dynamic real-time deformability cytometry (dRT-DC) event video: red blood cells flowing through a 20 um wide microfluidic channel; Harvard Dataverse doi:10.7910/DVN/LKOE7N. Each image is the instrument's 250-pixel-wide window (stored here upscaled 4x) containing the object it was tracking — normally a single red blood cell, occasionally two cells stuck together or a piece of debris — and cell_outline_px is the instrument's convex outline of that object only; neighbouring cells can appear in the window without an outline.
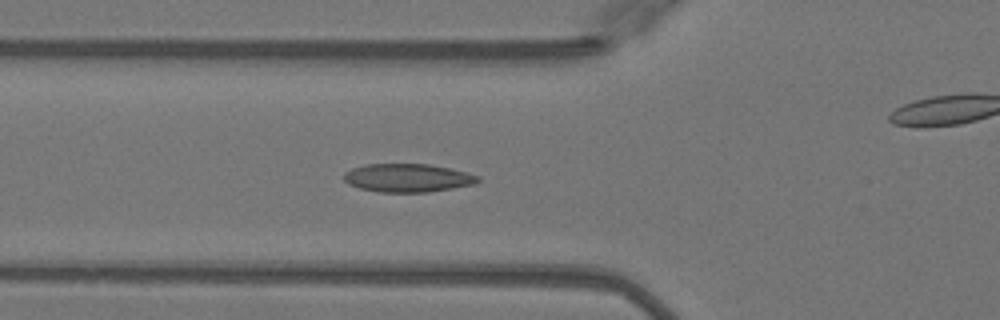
{"species": "Egyptian fruit bat (a non-hibernating species)", "species_latin": "Rousettus aegyptiacus", "temperature_condition": "warm", "stored_images_in_passage": 37, "camera_frame_rate_fps": 3000, "um_per_image_px": 0.085, "animal": {"sex": "female"}, "frame": {"image": 1, "passage_image": 4, "time_ms": 1.0, "image_size_px": [1000, 320], "cell_outline_px": [[480, 180], [476, 184], [428, 192], [380, 192], [360, 188], [348, 184], [344, 180], [344, 172], [352, 168], [364, 164], [428, 164], [452, 168], [468, 172], [480, 176]], "centroid_in_image_um": [34.68, 15.11], "position_along_channel_um": 91.1, "area_um2": 22.31}}
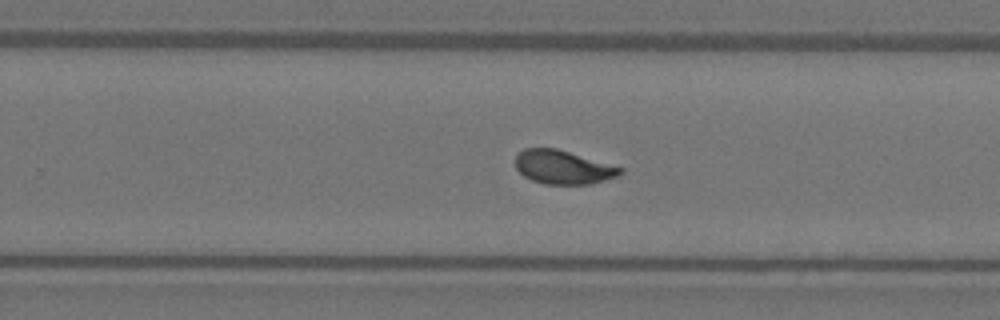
{"frame": {"image": 2, "passage_image": 18, "time_ms": 5.667, "image_size_px": [1000, 320], "cell_outline_px": [[624, 172], [620, 176], [588, 184], [544, 184], [532, 180], [524, 176], [516, 168], [516, 156], [524, 148], [556, 148], [624, 168]], "centroid_in_image_um": [47.88, 14.21], "position_along_channel_um": 281.9, "area_um2": 20.52}}
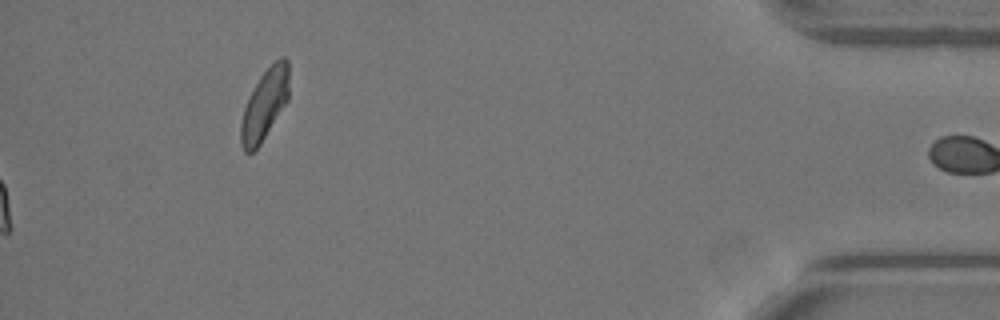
{"frame": {"image": 3, "passage_image": 37, "time_ms": 12.0, "image_size_px": [1000, 320], "cell_outline_px": [[288, 100], [260, 144], [252, 152], [244, 152], [240, 144], [240, 124], [244, 108], [260, 76], [280, 56], [284, 56], [288, 60]], "centroid_in_image_um": [22.49, 8.9], "position_along_channel_um": 412.7, "area_um2": 19.48}, "authors_computed_cell_mechanics": {"area_um2": 21.0392, "velocity_mm_per_s": 4.0792, "shape_relaxation_time_tau1_ms": 3.9894, "shape_relaxation_time_tau2_ms": 0.8065, "deformation_change_tau1": 0.1567, "deformation_change_tau2": 0.0626}}